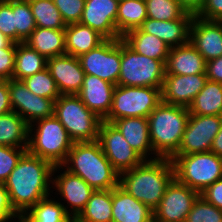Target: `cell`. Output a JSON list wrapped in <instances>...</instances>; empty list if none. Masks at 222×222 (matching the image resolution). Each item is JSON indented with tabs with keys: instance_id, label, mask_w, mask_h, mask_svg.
I'll return each instance as SVG.
<instances>
[{
	"instance_id": "1",
	"label": "cell",
	"mask_w": 222,
	"mask_h": 222,
	"mask_svg": "<svg viewBox=\"0 0 222 222\" xmlns=\"http://www.w3.org/2000/svg\"><path fill=\"white\" fill-rule=\"evenodd\" d=\"M63 168L26 151L3 183L13 209L22 216L41 199L50 195L49 183L54 172ZM53 173V174H52ZM51 181V182H50Z\"/></svg>"
},
{
	"instance_id": "2",
	"label": "cell",
	"mask_w": 222,
	"mask_h": 222,
	"mask_svg": "<svg viewBox=\"0 0 222 222\" xmlns=\"http://www.w3.org/2000/svg\"><path fill=\"white\" fill-rule=\"evenodd\" d=\"M173 179L174 168L170 158L153 156L131 170L120 173L119 186L153 211Z\"/></svg>"
},
{
	"instance_id": "3",
	"label": "cell",
	"mask_w": 222,
	"mask_h": 222,
	"mask_svg": "<svg viewBox=\"0 0 222 222\" xmlns=\"http://www.w3.org/2000/svg\"><path fill=\"white\" fill-rule=\"evenodd\" d=\"M62 166L94 190H110L119 185V173L106 158L98 140L74 142Z\"/></svg>"
},
{
	"instance_id": "4",
	"label": "cell",
	"mask_w": 222,
	"mask_h": 222,
	"mask_svg": "<svg viewBox=\"0 0 222 222\" xmlns=\"http://www.w3.org/2000/svg\"><path fill=\"white\" fill-rule=\"evenodd\" d=\"M189 115L186 107L161 102L147 117L157 158H171L178 151Z\"/></svg>"
},
{
	"instance_id": "5",
	"label": "cell",
	"mask_w": 222,
	"mask_h": 222,
	"mask_svg": "<svg viewBox=\"0 0 222 222\" xmlns=\"http://www.w3.org/2000/svg\"><path fill=\"white\" fill-rule=\"evenodd\" d=\"M36 123L33 135L35 125L29 126L27 151L49 161L53 166L62 165L73 146V140L54 115L40 119Z\"/></svg>"
},
{
	"instance_id": "6",
	"label": "cell",
	"mask_w": 222,
	"mask_h": 222,
	"mask_svg": "<svg viewBox=\"0 0 222 222\" xmlns=\"http://www.w3.org/2000/svg\"><path fill=\"white\" fill-rule=\"evenodd\" d=\"M170 160L174 178L199 193L222 178V157L214 152L173 155Z\"/></svg>"
},
{
	"instance_id": "7",
	"label": "cell",
	"mask_w": 222,
	"mask_h": 222,
	"mask_svg": "<svg viewBox=\"0 0 222 222\" xmlns=\"http://www.w3.org/2000/svg\"><path fill=\"white\" fill-rule=\"evenodd\" d=\"M54 116L73 142L98 140L102 119L89 110L77 95H60L54 103Z\"/></svg>"
},
{
	"instance_id": "8",
	"label": "cell",
	"mask_w": 222,
	"mask_h": 222,
	"mask_svg": "<svg viewBox=\"0 0 222 222\" xmlns=\"http://www.w3.org/2000/svg\"><path fill=\"white\" fill-rule=\"evenodd\" d=\"M165 63L136 53L121 38V65L118 85L162 89Z\"/></svg>"
},
{
	"instance_id": "9",
	"label": "cell",
	"mask_w": 222,
	"mask_h": 222,
	"mask_svg": "<svg viewBox=\"0 0 222 222\" xmlns=\"http://www.w3.org/2000/svg\"><path fill=\"white\" fill-rule=\"evenodd\" d=\"M161 102L160 88L116 85L112 107L104 121L113 123L120 118H147Z\"/></svg>"
},
{
	"instance_id": "10",
	"label": "cell",
	"mask_w": 222,
	"mask_h": 222,
	"mask_svg": "<svg viewBox=\"0 0 222 222\" xmlns=\"http://www.w3.org/2000/svg\"><path fill=\"white\" fill-rule=\"evenodd\" d=\"M85 74L118 85L121 65V38L106 39L98 47L78 57Z\"/></svg>"
},
{
	"instance_id": "11",
	"label": "cell",
	"mask_w": 222,
	"mask_h": 222,
	"mask_svg": "<svg viewBox=\"0 0 222 222\" xmlns=\"http://www.w3.org/2000/svg\"><path fill=\"white\" fill-rule=\"evenodd\" d=\"M98 141L106 158L119 174L131 170L144 161L113 123L102 120Z\"/></svg>"
},
{
	"instance_id": "12",
	"label": "cell",
	"mask_w": 222,
	"mask_h": 222,
	"mask_svg": "<svg viewBox=\"0 0 222 222\" xmlns=\"http://www.w3.org/2000/svg\"><path fill=\"white\" fill-rule=\"evenodd\" d=\"M222 126V116L190 114L180 147L174 155L208 152Z\"/></svg>"
},
{
	"instance_id": "13",
	"label": "cell",
	"mask_w": 222,
	"mask_h": 222,
	"mask_svg": "<svg viewBox=\"0 0 222 222\" xmlns=\"http://www.w3.org/2000/svg\"><path fill=\"white\" fill-rule=\"evenodd\" d=\"M199 196L198 191L174 178L167 186L160 204L153 210V222H185Z\"/></svg>"
},
{
	"instance_id": "14",
	"label": "cell",
	"mask_w": 222,
	"mask_h": 222,
	"mask_svg": "<svg viewBox=\"0 0 222 222\" xmlns=\"http://www.w3.org/2000/svg\"><path fill=\"white\" fill-rule=\"evenodd\" d=\"M8 88L12 111L18 113L29 126L40 119L54 115L55 101L33 94L23 81L10 79Z\"/></svg>"
},
{
	"instance_id": "15",
	"label": "cell",
	"mask_w": 222,
	"mask_h": 222,
	"mask_svg": "<svg viewBox=\"0 0 222 222\" xmlns=\"http://www.w3.org/2000/svg\"><path fill=\"white\" fill-rule=\"evenodd\" d=\"M118 4V0H86L79 23L89 26L105 39H119L116 29Z\"/></svg>"
},
{
	"instance_id": "16",
	"label": "cell",
	"mask_w": 222,
	"mask_h": 222,
	"mask_svg": "<svg viewBox=\"0 0 222 222\" xmlns=\"http://www.w3.org/2000/svg\"><path fill=\"white\" fill-rule=\"evenodd\" d=\"M207 80L205 73L196 75L165 74L161 89L162 102L188 108Z\"/></svg>"
},
{
	"instance_id": "17",
	"label": "cell",
	"mask_w": 222,
	"mask_h": 222,
	"mask_svg": "<svg viewBox=\"0 0 222 222\" xmlns=\"http://www.w3.org/2000/svg\"><path fill=\"white\" fill-rule=\"evenodd\" d=\"M189 41L206 62L222 56V21L205 20L194 15Z\"/></svg>"
},
{
	"instance_id": "18",
	"label": "cell",
	"mask_w": 222,
	"mask_h": 222,
	"mask_svg": "<svg viewBox=\"0 0 222 222\" xmlns=\"http://www.w3.org/2000/svg\"><path fill=\"white\" fill-rule=\"evenodd\" d=\"M47 68L61 95H76L82 88L85 73L78 57L64 54L48 58Z\"/></svg>"
},
{
	"instance_id": "19",
	"label": "cell",
	"mask_w": 222,
	"mask_h": 222,
	"mask_svg": "<svg viewBox=\"0 0 222 222\" xmlns=\"http://www.w3.org/2000/svg\"><path fill=\"white\" fill-rule=\"evenodd\" d=\"M194 15L185 12L179 19L162 21L146 18L140 29L155 35L170 48L185 45L189 42L190 25Z\"/></svg>"
},
{
	"instance_id": "20",
	"label": "cell",
	"mask_w": 222,
	"mask_h": 222,
	"mask_svg": "<svg viewBox=\"0 0 222 222\" xmlns=\"http://www.w3.org/2000/svg\"><path fill=\"white\" fill-rule=\"evenodd\" d=\"M115 86L97 76L85 74L83 86L76 95L89 110L104 120L112 107Z\"/></svg>"
},
{
	"instance_id": "21",
	"label": "cell",
	"mask_w": 222,
	"mask_h": 222,
	"mask_svg": "<svg viewBox=\"0 0 222 222\" xmlns=\"http://www.w3.org/2000/svg\"><path fill=\"white\" fill-rule=\"evenodd\" d=\"M112 222H153V211L118 185L112 189Z\"/></svg>"
},
{
	"instance_id": "22",
	"label": "cell",
	"mask_w": 222,
	"mask_h": 222,
	"mask_svg": "<svg viewBox=\"0 0 222 222\" xmlns=\"http://www.w3.org/2000/svg\"><path fill=\"white\" fill-rule=\"evenodd\" d=\"M52 184L55 185L59 194L66 199L71 208V216L76 217L85 208L86 203L95 191L81 177L65 170L62 174L54 177Z\"/></svg>"
},
{
	"instance_id": "23",
	"label": "cell",
	"mask_w": 222,
	"mask_h": 222,
	"mask_svg": "<svg viewBox=\"0 0 222 222\" xmlns=\"http://www.w3.org/2000/svg\"><path fill=\"white\" fill-rule=\"evenodd\" d=\"M206 61L189 41L185 45L170 48L165 63V74L196 75L205 73Z\"/></svg>"
},
{
	"instance_id": "24",
	"label": "cell",
	"mask_w": 222,
	"mask_h": 222,
	"mask_svg": "<svg viewBox=\"0 0 222 222\" xmlns=\"http://www.w3.org/2000/svg\"><path fill=\"white\" fill-rule=\"evenodd\" d=\"M113 124L120 130L125 140L144 159L153 152L146 117H129L115 120Z\"/></svg>"
},
{
	"instance_id": "25",
	"label": "cell",
	"mask_w": 222,
	"mask_h": 222,
	"mask_svg": "<svg viewBox=\"0 0 222 222\" xmlns=\"http://www.w3.org/2000/svg\"><path fill=\"white\" fill-rule=\"evenodd\" d=\"M106 39L97 31L81 23L66 25L65 49L66 54L79 57L98 47Z\"/></svg>"
},
{
	"instance_id": "26",
	"label": "cell",
	"mask_w": 222,
	"mask_h": 222,
	"mask_svg": "<svg viewBox=\"0 0 222 222\" xmlns=\"http://www.w3.org/2000/svg\"><path fill=\"white\" fill-rule=\"evenodd\" d=\"M24 43L46 59L66 54L65 29L36 27Z\"/></svg>"
},
{
	"instance_id": "27",
	"label": "cell",
	"mask_w": 222,
	"mask_h": 222,
	"mask_svg": "<svg viewBox=\"0 0 222 222\" xmlns=\"http://www.w3.org/2000/svg\"><path fill=\"white\" fill-rule=\"evenodd\" d=\"M122 40L138 54L164 63L167 61L170 47L155 35L145 33L139 28L128 32Z\"/></svg>"
},
{
	"instance_id": "28",
	"label": "cell",
	"mask_w": 222,
	"mask_h": 222,
	"mask_svg": "<svg viewBox=\"0 0 222 222\" xmlns=\"http://www.w3.org/2000/svg\"><path fill=\"white\" fill-rule=\"evenodd\" d=\"M28 135L29 125L18 113L10 111L0 116L1 146L27 148Z\"/></svg>"
},
{
	"instance_id": "29",
	"label": "cell",
	"mask_w": 222,
	"mask_h": 222,
	"mask_svg": "<svg viewBox=\"0 0 222 222\" xmlns=\"http://www.w3.org/2000/svg\"><path fill=\"white\" fill-rule=\"evenodd\" d=\"M188 110L190 114L194 115L222 116V84L207 80Z\"/></svg>"
},
{
	"instance_id": "30",
	"label": "cell",
	"mask_w": 222,
	"mask_h": 222,
	"mask_svg": "<svg viewBox=\"0 0 222 222\" xmlns=\"http://www.w3.org/2000/svg\"><path fill=\"white\" fill-rule=\"evenodd\" d=\"M147 18L145 0H121L118 4L116 29L122 38L128 32L139 29Z\"/></svg>"
},
{
	"instance_id": "31",
	"label": "cell",
	"mask_w": 222,
	"mask_h": 222,
	"mask_svg": "<svg viewBox=\"0 0 222 222\" xmlns=\"http://www.w3.org/2000/svg\"><path fill=\"white\" fill-rule=\"evenodd\" d=\"M47 67V59L26 43H16L15 63L12 79H23L42 71Z\"/></svg>"
},
{
	"instance_id": "32",
	"label": "cell",
	"mask_w": 222,
	"mask_h": 222,
	"mask_svg": "<svg viewBox=\"0 0 222 222\" xmlns=\"http://www.w3.org/2000/svg\"><path fill=\"white\" fill-rule=\"evenodd\" d=\"M77 217L83 222H112V189L95 190Z\"/></svg>"
},
{
	"instance_id": "33",
	"label": "cell",
	"mask_w": 222,
	"mask_h": 222,
	"mask_svg": "<svg viewBox=\"0 0 222 222\" xmlns=\"http://www.w3.org/2000/svg\"><path fill=\"white\" fill-rule=\"evenodd\" d=\"M48 198L41 199L22 216L28 222H67L71 217L68 207Z\"/></svg>"
},
{
	"instance_id": "34",
	"label": "cell",
	"mask_w": 222,
	"mask_h": 222,
	"mask_svg": "<svg viewBox=\"0 0 222 222\" xmlns=\"http://www.w3.org/2000/svg\"><path fill=\"white\" fill-rule=\"evenodd\" d=\"M36 27L48 29H65L66 24L62 20L60 11L54 5L53 0H28Z\"/></svg>"
},
{
	"instance_id": "35",
	"label": "cell",
	"mask_w": 222,
	"mask_h": 222,
	"mask_svg": "<svg viewBox=\"0 0 222 222\" xmlns=\"http://www.w3.org/2000/svg\"><path fill=\"white\" fill-rule=\"evenodd\" d=\"M15 12L16 43L24 42L36 29V23L28 0H12Z\"/></svg>"
},
{
	"instance_id": "36",
	"label": "cell",
	"mask_w": 222,
	"mask_h": 222,
	"mask_svg": "<svg viewBox=\"0 0 222 222\" xmlns=\"http://www.w3.org/2000/svg\"><path fill=\"white\" fill-rule=\"evenodd\" d=\"M26 87L35 95L56 100L61 94L55 80L46 67L40 72L22 80Z\"/></svg>"
},
{
	"instance_id": "37",
	"label": "cell",
	"mask_w": 222,
	"mask_h": 222,
	"mask_svg": "<svg viewBox=\"0 0 222 222\" xmlns=\"http://www.w3.org/2000/svg\"><path fill=\"white\" fill-rule=\"evenodd\" d=\"M145 3L147 18L154 20L179 19L186 12L178 0H145Z\"/></svg>"
},
{
	"instance_id": "38",
	"label": "cell",
	"mask_w": 222,
	"mask_h": 222,
	"mask_svg": "<svg viewBox=\"0 0 222 222\" xmlns=\"http://www.w3.org/2000/svg\"><path fill=\"white\" fill-rule=\"evenodd\" d=\"M185 222H222V210L199 196Z\"/></svg>"
},
{
	"instance_id": "39",
	"label": "cell",
	"mask_w": 222,
	"mask_h": 222,
	"mask_svg": "<svg viewBox=\"0 0 222 222\" xmlns=\"http://www.w3.org/2000/svg\"><path fill=\"white\" fill-rule=\"evenodd\" d=\"M27 148H14L0 145V184H3L15 169Z\"/></svg>"
},
{
	"instance_id": "40",
	"label": "cell",
	"mask_w": 222,
	"mask_h": 222,
	"mask_svg": "<svg viewBox=\"0 0 222 222\" xmlns=\"http://www.w3.org/2000/svg\"><path fill=\"white\" fill-rule=\"evenodd\" d=\"M86 0H53L66 25L79 23Z\"/></svg>"
},
{
	"instance_id": "41",
	"label": "cell",
	"mask_w": 222,
	"mask_h": 222,
	"mask_svg": "<svg viewBox=\"0 0 222 222\" xmlns=\"http://www.w3.org/2000/svg\"><path fill=\"white\" fill-rule=\"evenodd\" d=\"M0 32L16 43L15 12L12 0H0Z\"/></svg>"
},
{
	"instance_id": "42",
	"label": "cell",
	"mask_w": 222,
	"mask_h": 222,
	"mask_svg": "<svg viewBox=\"0 0 222 222\" xmlns=\"http://www.w3.org/2000/svg\"><path fill=\"white\" fill-rule=\"evenodd\" d=\"M16 48L0 49V78L4 81L12 79Z\"/></svg>"
},
{
	"instance_id": "43",
	"label": "cell",
	"mask_w": 222,
	"mask_h": 222,
	"mask_svg": "<svg viewBox=\"0 0 222 222\" xmlns=\"http://www.w3.org/2000/svg\"><path fill=\"white\" fill-rule=\"evenodd\" d=\"M196 16L205 20L222 21V0H206Z\"/></svg>"
},
{
	"instance_id": "44",
	"label": "cell",
	"mask_w": 222,
	"mask_h": 222,
	"mask_svg": "<svg viewBox=\"0 0 222 222\" xmlns=\"http://www.w3.org/2000/svg\"><path fill=\"white\" fill-rule=\"evenodd\" d=\"M20 215L13 209L9 194L3 184H0V222H7L9 219L19 218Z\"/></svg>"
},
{
	"instance_id": "45",
	"label": "cell",
	"mask_w": 222,
	"mask_h": 222,
	"mask_svg": "<svg viewBox=\"0 0 222 222\" xmlns=\"http://www.w3.org/2000/svg\"><path fill=\"white\" fill-rule=\"evenodd\" d=\"M207 202L222 210V178L200 193Z\"/></svg>"
},
{
	"instance_id": "46",
	"label": "cell",
	"mask_w": 222,
	"mask_h": 222,
	"mask_svg": "<svg viewBox=\"0 0 222 222\" xmlns=\"http://www.w3.org/2000/svg\"><path fill=\"white\" fill-rule=\"evenodd\" d=\"M205 75L208 80L222 84V56L206 62Z\"/></svg>"
},
{
	"instance_id": "47",
	"label": "cell",
	"mask_w": 222,
	"mask_h": 222,
	"mask_svg": "<svg viewBox=\"0 0 222 222\" xmlns=\"http://www.w3.org/2000/svg\"><path fill=\"white\" fill-rule=\"evenodd\" d=\"M12 111L8 80L0 84V116Z\"/></svg>"
},
{
	"instance_id": "48",
	"label": "cell",
	"mask_w": 222,
	"mask_h": 222,
	"mask_svg": "<svg viewBox=\"0 0 222 222\" xmlns=\"http://www.w3.org/2000/svg\"><path fill=\"white\" fill-rule=\"evenodd\" d=\"M180 6L188 13L196 15L204 6L206 0H178Z\"/></svg>"
},
{
	"instance_id": "49",
	"label": "cell",
	"mask_w": 222,
	"mask_h": 222,
	"mask_svg": "<svg viewBox=\"0 0 222 222\" xmlns=\"http://www.w3.org/2000/svg\"><path fill=\"white\" fill-rule=\"evenodd\" d=\"M210 151L214 152L217 156L222 157V126L213 139Z\"/></svg>"
},
{
	"instance_id": "50",
	"label": "cell",
	"mask_w": 222,
	"mask_h": 222,
	"mask_svg": "<svg viewBox=\"0 0 222 222\" xmlns=\"http://www.w3.org/2000/svg\"><path fill=\"white\" fill-rule=\"evenodd\" d=\"M1 48H16V43L12 42L0 32V49Z\"/></svg>"
},
{
	"instance_id": "51",
	"label": "cell",
	"mask_w": 222,
	"mask_h": 222,
	"mask_svg": "<svg viewBox=\"0 0 222 222\" xmlns=\"http://www.w3.org/2000/svg\"><path fill=\"white\" fill-rule=\"evenodd\" d=\"M67 222H83V221H81L77 216L76 217L71 216Z\"/></svg>"
},
{
	"instance_id": "52",
	"label": "cell",
	"mask_w": 222,
	"mask_h": 222,
	"mask_svg": "<svg viewBox=\"0 0 222 222\" xmlns=\"http://www.w3.org/2000/svg\"><path fill=\"white\" fill-rule=\"evenodd\" d=\"M18 219L19 222H28L23 216H20Z\"/></svg>"
}]
</instances>
